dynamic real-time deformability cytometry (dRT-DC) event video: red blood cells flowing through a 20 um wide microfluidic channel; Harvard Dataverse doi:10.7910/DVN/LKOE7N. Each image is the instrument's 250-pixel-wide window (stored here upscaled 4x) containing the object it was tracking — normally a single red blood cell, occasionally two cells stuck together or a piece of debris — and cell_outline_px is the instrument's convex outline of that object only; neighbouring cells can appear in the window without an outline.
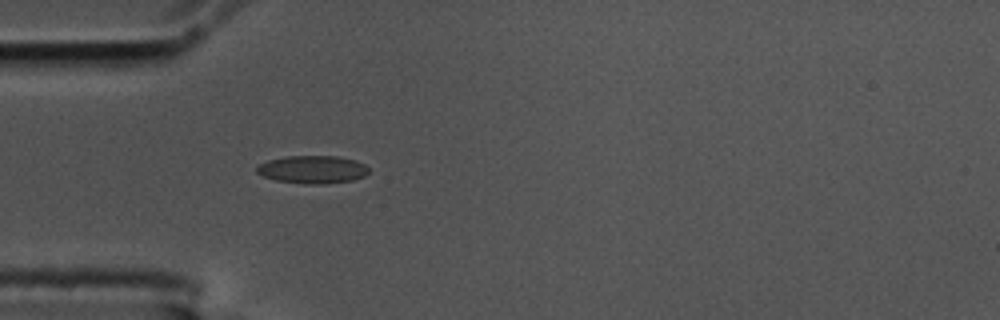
{"species": "common noctule bat (a hibernating species)", "species_latin": "Nyctalus noctula", "temperature_condition": "cold", "stored_images_in_passage": 41, "camera_frame_rate_fps": 3000, "um_per_image_px": 0.085, "animal": {"sex": "male", "body_mass_g": 17.5, "forearm_length_mm": 52.3}, "frame": {"image": 1, "passage_image": 1, "time_ms": 0.0, "image_size_px": [1000, 320], "cell_outline_px": [[368, 172], [364, 176], [352, 180], [324, 184], [304, 184], [276, 180], [264, 176], [256, 172], [256, 168], [260, 164], [268, 160], [288, 156], [340, 156], [356, 160], [364, 164], [368, 168]], "centroid_in_image_um": [26.58, 14.4], "position_along_channel_um": 58.4, "area_um2": 18.15}}
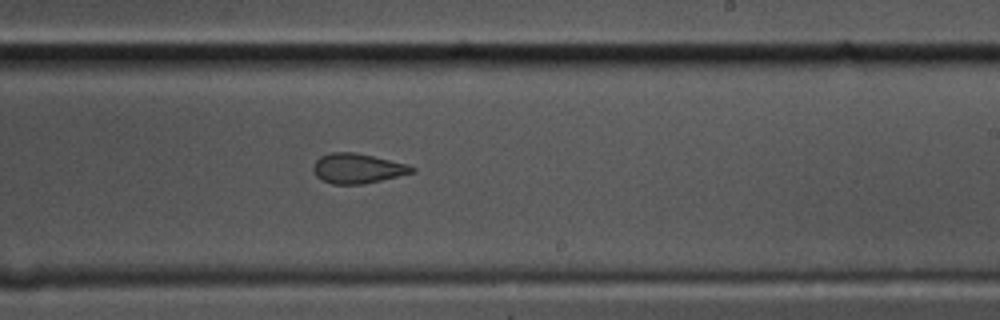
{"frame": {"image": 2, "passage_image": 18, "time_ms": 5.667, "image_size_px": [1000, 320], "cell_outline_px": [[416, 172], [364, 184], [332, 184], [316, 176], [312, 168], [316, 160], [320, 156], [332, 152], [356, 152], [408, 164], [416, 168]], "centroid_in_image_um": [30.41, 14.31], "position_along_channel_um": 258.6, "area_um2": 17.22}}
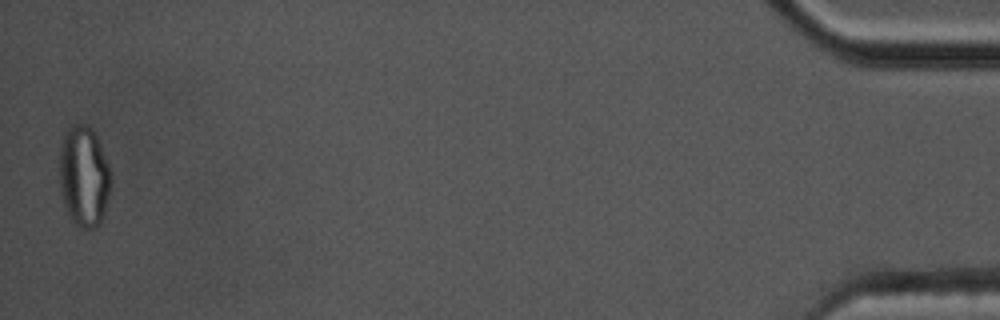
{"frame": {"image": 3, "passage_image": 40, "time_ms": 13.0, "image_size_px": [1000, 320], "cell_outline_px": [[112, 180], [104, 216], [100, 224], [96, 228], [84, 228], [76, 224], [72, 220], [64, 204], [60, 188], [60, 152], [64, 136], [68, 128], [76, 124], [88, 124], [92, 128], [96, 136], [108, 164], [112, 176]], "centroid_in_image_um": [7.16, 15.0], "position_along_channel_um": 428.0, "area_um2": 30.11}, "authors_computed_cell_mechanics": {"area_um2": 17.8024, "velocity_mm_per_s": 3.5843, "shape_relaxation_time_tau1_ms": null, "shape_relaxation_time_tau2_ms": 2.382, "deformation_change_tau1": null, "deformation_change_tau2": 0.0683}}